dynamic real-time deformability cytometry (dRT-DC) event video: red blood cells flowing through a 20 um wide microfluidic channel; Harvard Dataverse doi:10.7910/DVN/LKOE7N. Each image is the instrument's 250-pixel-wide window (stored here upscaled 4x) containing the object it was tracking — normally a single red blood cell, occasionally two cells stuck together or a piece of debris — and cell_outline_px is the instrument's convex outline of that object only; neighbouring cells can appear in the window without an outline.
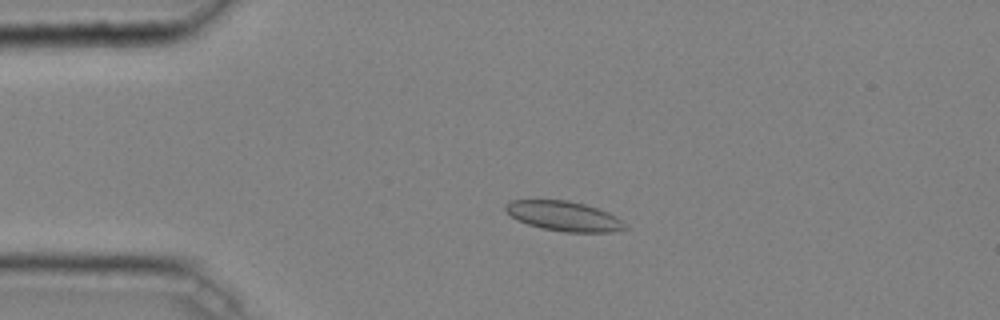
{"species": "common noctule bat (a hibernating species)", "species_latin": "Nyctalus noctula", "temperature_condition": "cold", "stored_images_in_passage": 37, "camera_frame_rate_fps": 3000, "um_per_image_px": 0.085, "animal": {"sex": "male", "body_mass_g": 20.4}, "frame": {"image": 1, "passage_image": 1, "time_ms": 0.0, "image_size_px": [1000, 320], "cell_outline_px": [[628, 228], [612, 232], [564, 232], [540, 228], [516, 220], [504, 208], [504, 204], [512, 200], [568, 200], [584, 204], [608, 212], [616, 216]], "centroid_in_image_um": [47.91, 18.37], "position_along_channel_um": 37.1, "area_um2": 20.69}}
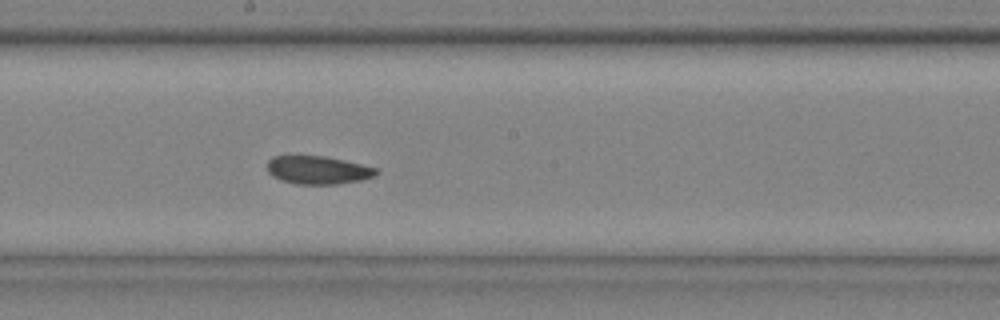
{"frame": {"image": 2, "passage_image": 17, "time_ms": 5.333, "image_size_px": [1000, 320], "cell_outline_px": [[380, 172], [376, 176], [360, 180], [336, 184], [296, 184], [280, 180], [272, 176], [268, 172], [268, 160], [272, 156], [288, 152], [324, 156], [344, 160], [376, 168]], "centroid_in_image_um": [26.94, 14.4], "position_along_channel_um": 221.3, "area_um2": 18.61}}
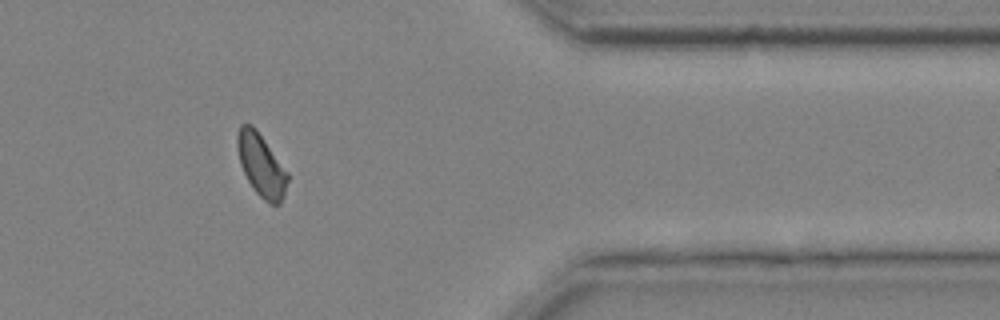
{"frame": {"image": 3, "passage_image": 31, "time_ms": 10.0, "image_size_px": [1000, 320], "cell_outline_px": [[288, 180], [284, 196], [280, 204], [268, 204], [252, 188], [240, 164], [236, 144], [236, 136], [240, 124], [252, 124], [256, 128], [288, 172]], "centroid_in_image_um": [22.2, 14.03], "position_along_channel_um": 389.2, "area_um2": 18.44}, "authors_computed_cell_mechanics": {"area_um2": 18.6116, "velocity_mm_per_s": 4.0298, "shape_relaxation_time_tau1_ms": null, "shape_relaxation_time_tau2_ms": 1.2892, "deformation_change_tau1": null, "deformation_change_tau2": 0.0564}}